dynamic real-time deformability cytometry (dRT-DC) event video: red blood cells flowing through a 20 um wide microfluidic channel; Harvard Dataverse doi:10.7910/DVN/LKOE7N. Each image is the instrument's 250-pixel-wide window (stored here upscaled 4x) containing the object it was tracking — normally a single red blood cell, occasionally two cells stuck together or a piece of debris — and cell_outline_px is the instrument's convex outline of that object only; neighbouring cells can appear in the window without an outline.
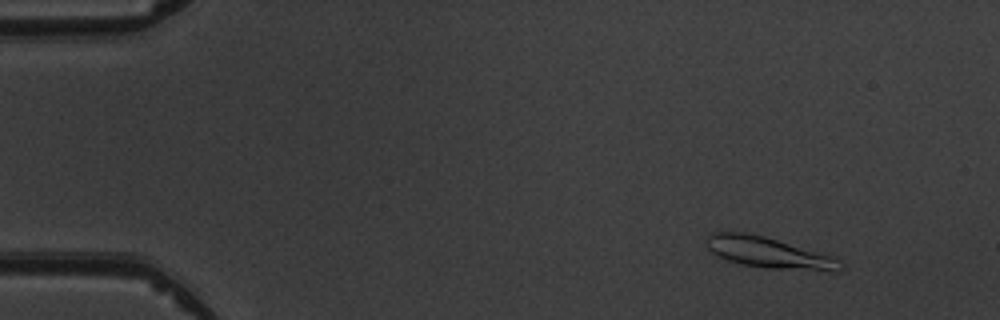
{"species": "common noctule bat (a hibernating species)", "species_latin": "Nyctalus noctula", "temperature_condition": "warm", "stored_images_in_passage": 4, "camera_frame_rate_fps": 3000, "um_per_image_px": 0.085, "animal": {"sex": "male", "body_mass_g": 19.5, "forearm_length_mm": 54.6}, "frame": {"image": 1, "passage_image": 2, "time_ms": 1.0, "image_size_px": [1000, 320], "cell_outline_px": [[844, 264], [840, 272], [836, 272], [764, 268], [744, 264], [728, 260], [712, 252], [708, 248], [704, 240], [712, 232], [744, 232], [764, 236], [836, 256]], "centroid_in_image_um": [65.44, 21.49], "position_along_channel_um": 19.6, "area_um2": 24.57}}